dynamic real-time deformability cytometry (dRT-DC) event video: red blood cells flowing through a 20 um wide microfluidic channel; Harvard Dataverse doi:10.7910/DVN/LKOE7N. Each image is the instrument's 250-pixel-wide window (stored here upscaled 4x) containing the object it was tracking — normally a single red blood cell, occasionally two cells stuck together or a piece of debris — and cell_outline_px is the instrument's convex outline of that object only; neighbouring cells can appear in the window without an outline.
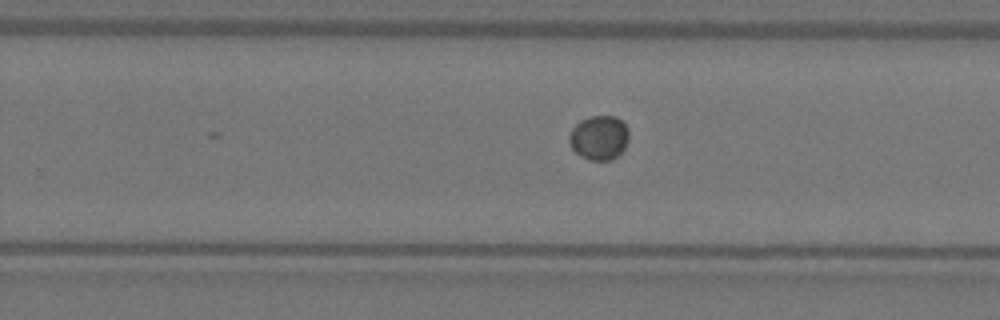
{"species": "Egyptian fruit bat (a non-hibernating species)", "species_latin": "Rousettus aegyptiacus", "temperature_condition": "warm", "stored_images_in_passage": 22, "camera_frame_rate_fps": 3000, "um_per_image_px": 0.085, "animal": {"sex": "female"}, "frame": {"image": 1, "passage_image": 22, "time_ms": 7.0, "image_size_px": [1000, 320], "cell_outline_px": [[628, 140], [624, 148], [612, 160], [588, 160], [580, 156], [572, 148], [568, 140], [568, 136], [572, 128], [580, 120], [592, 116], [616, 116], [628, 128]], "centroid_in_image_um": [50.9, 11.7], "position_along_channel_um": 278.9, "area_um2": 15.43}}